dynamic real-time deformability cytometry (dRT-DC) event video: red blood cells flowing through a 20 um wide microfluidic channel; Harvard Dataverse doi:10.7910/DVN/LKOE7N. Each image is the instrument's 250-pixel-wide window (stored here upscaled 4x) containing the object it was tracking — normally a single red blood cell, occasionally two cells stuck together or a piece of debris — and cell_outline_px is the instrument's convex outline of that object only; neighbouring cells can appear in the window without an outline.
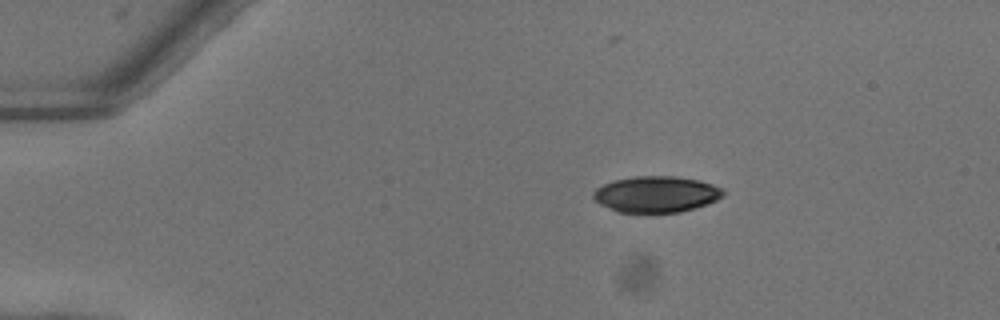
{"species": "common noctule bat (a hibernating species)", "species_latin": "Nyctalus noctula", "temperature_condition": "warm", "stored_images_in_passage": 33, "camera_frame_rate_fps": 3000, "um_per_image_px": 0.085, "animal": {"sex": "female"}, "frame": {"image": 1, "passage_image": 1, "time_ms": 0.0, "image_size_px": [1000, 320], "cell_outline_px": [[724, 196], [708, 204], [696, 208], [680, 212], [648, 216], [616, 212], [600, 204], [592, 196], [592, 192], [596, 188], [604, 184], [616, 180], [636, 176], [676, 176], [700, 180], [724, 188]], "centroid_in_image_um": [55.79, 16.56], "position_along_channel_um": 29.2, "area_um2": 28.44}}
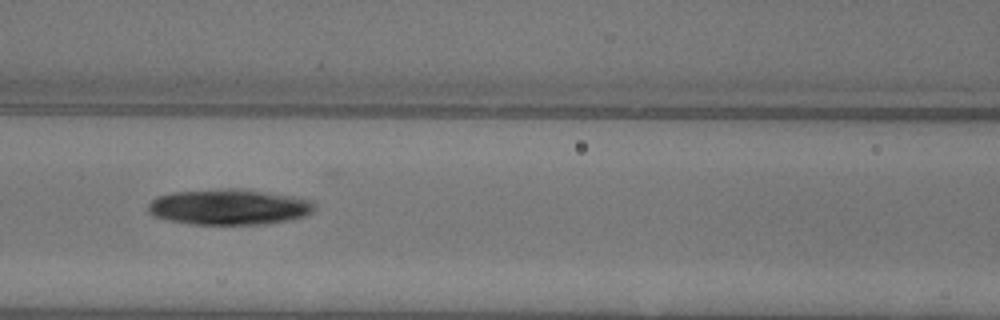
{"frame": {"image": 2, "passage_image": 15, "time_ms": 4.667, "image_size_px": [1000, 320], "cell_outline_px": [[316, 208], [312, 212], [304, 216], [288, 220], [264, 224], [192, 224], [164, 220], [152, 216], [148, 212], [148, 204], [156, 196], [172, 192], [220, 188], [240, 188], [292, 196], [312, 200], [316, 204]], "centroid_in_image_um": [19.43, 17.58], "position_along_channel_um": 147.2, "area_um2": 35.03}}
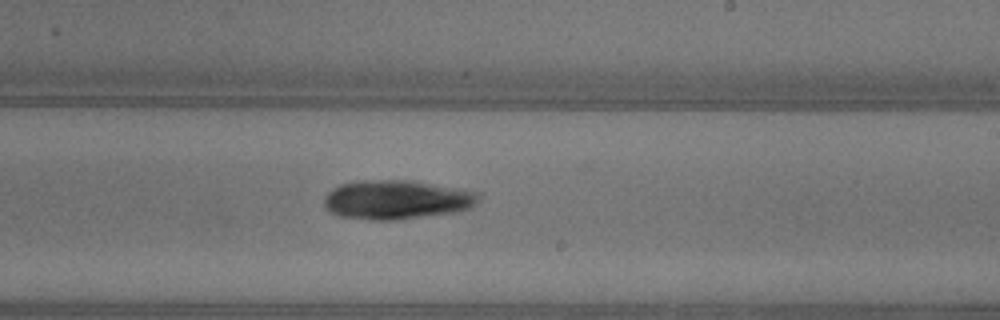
{"frame": {"image": 3, "passage_image": 23, "time_ms": 7.333, "image_size_px": [1000, 320], "cell_outline_px": [[480, 196], [476, 204], [472, 208], [460, 212], [396, 220], [372, 220], [340, 216], [328, 212], [324, 208], [324, 196], [332, 188], [340, 184], [360, 180], [412, 180], [460, 188], [480, 192]], "centroid_in_image_um": [33.74, 16.97], "position_along_channel_um": 255.3, "area_um2": 35.95}}